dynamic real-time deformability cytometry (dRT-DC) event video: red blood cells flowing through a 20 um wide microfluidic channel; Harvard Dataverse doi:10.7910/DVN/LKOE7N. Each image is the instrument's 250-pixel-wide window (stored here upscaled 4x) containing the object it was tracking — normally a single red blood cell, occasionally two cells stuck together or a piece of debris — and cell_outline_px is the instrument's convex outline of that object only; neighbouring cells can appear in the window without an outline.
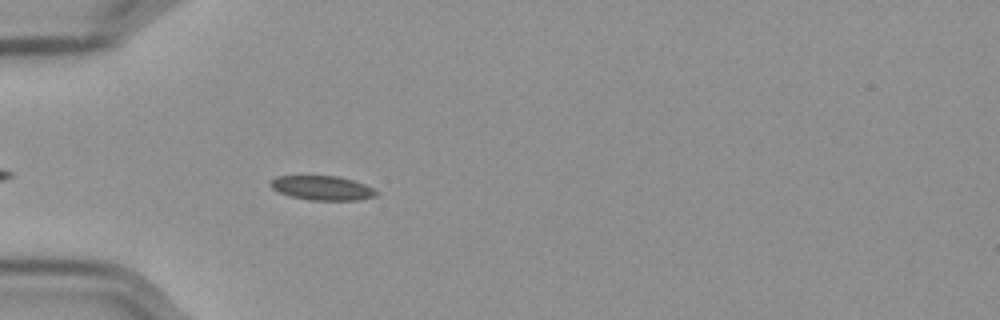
{"species": "Egyptian fruit bat (a non-hibernating species)", "species_latin": "Rousettus aegyptiacus", "temperature_condition": "cold", "stored_images_in_passage": 33, "camera_frame_rate_fps": 3000, "um_per_image_px": 0.085, "frame": {"image": 1, "passage_image": 6, "time_ms": 1.667, "image_size_px": [1000, 320], "cell_outline_px": [[380, 192], [376, 196], [356, 200], [308, 200], [292, 196], [280, 192], [272, 188], [268, 184], [276, 176], [336, 176], [352, 180], [364, 184]], "centroid_in_image_um": [27.4, 15.98], "position_along_channel_um": 57.6, "area_um2": 14.85}}
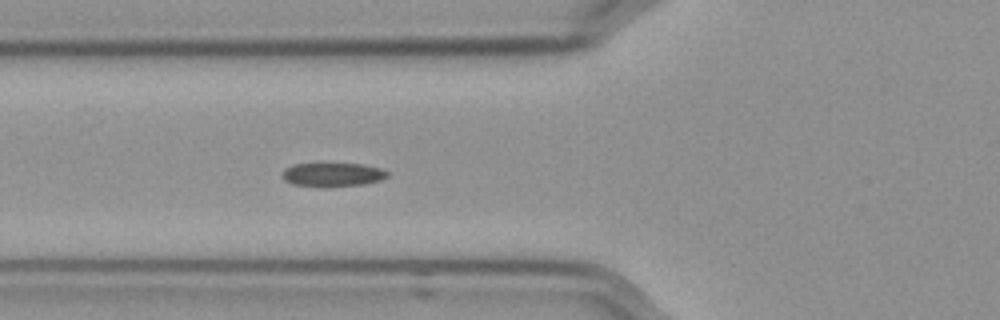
{"frame": {"image": 2, "passage_image": 10, "time_ms": 3.0, "image_size_px": [1000, 320], "cell_outline_px": [[388, 176], [380, 180], [364, 184], [328, 188], [292, 184], [284, 180], [284, 168], [292, 164], [364, 164], [380, 168], [388, 172]], "centroid_in_image_um": [28.28, 14.86], "position_along_channel_um": 97.5, "area_um2": 14.68}}
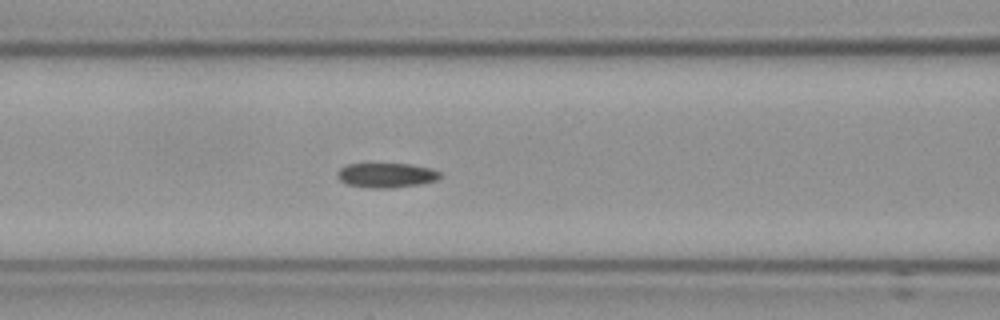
{"frame": {"image": 3, "passage_image": 13, "time_ms": 4.0, "image_size_px": [1000, 320], "cell_outline_px": [[444, 176], [436, 180], [420, 184], [392, 188], [368, 188], [348, 184], [340, 180], [336, 176], [336, 172], [340, 168], [348, 164], [412, 164], [432, 168], [440, 172]], "centroid_in_image_um": [32.87, 14.89], "position_along_channel_um": 133.7, "area_um2": 14.91}}